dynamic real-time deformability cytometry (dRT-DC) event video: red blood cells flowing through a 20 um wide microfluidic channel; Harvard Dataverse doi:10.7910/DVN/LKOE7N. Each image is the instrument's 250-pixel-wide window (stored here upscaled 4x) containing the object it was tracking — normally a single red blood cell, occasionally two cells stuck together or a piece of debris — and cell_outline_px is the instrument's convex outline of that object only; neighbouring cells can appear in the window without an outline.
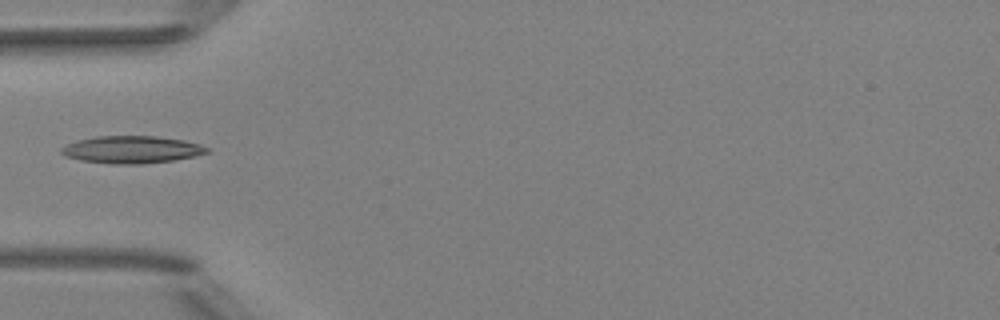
{"species": "Egyptian fruit bat (a non-hibernating species)", "species_latin": "Rousettus aegyptiacus", "temperature_condition": "room temperature", "stored_images_in_passage": 2, "camera_frame_rate_fps": 3000, "um_per_image_px": 0.085, "animal": {"sex": "female"}, "frame": {"image": 1, "passage_image": 2, "time_ms": 0.333, "image_size_px": [1000, 320], "cell_outline_px": [[208, 152], [196, 156], [172, 160], [140, 164], [112, 164], [80, 160], [64, 156], [60, 152], [60, 148], [68, 144], [80, 140], [96, 136], [156, 136], [184, 140], [200, 144], [208, 148]], "centroid_in_image_um": [11.19, 12.72], "position_along_channel_um": 73.8, "area_um2": 23.12}}